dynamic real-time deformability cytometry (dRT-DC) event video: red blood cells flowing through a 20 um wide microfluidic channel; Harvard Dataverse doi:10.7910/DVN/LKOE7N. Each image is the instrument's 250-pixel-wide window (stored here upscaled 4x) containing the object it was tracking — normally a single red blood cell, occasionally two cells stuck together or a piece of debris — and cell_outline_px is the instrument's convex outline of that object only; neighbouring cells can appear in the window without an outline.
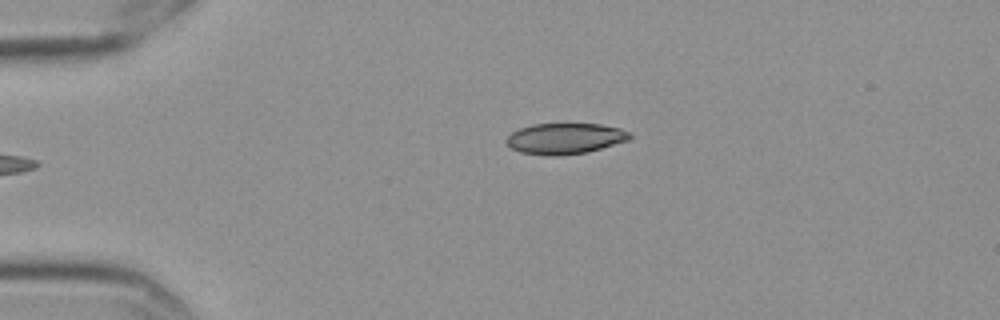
{"species": "Egyptian fruit bat (a non-hibernating species)", "species_latin": "Rousettus aegyptiacus", "temperature_condition": "cold", "stored_images_in_passage": 6, "camera_frame_rate_fps": 3000, "um_per_image_px": 0.085, "frame": {"image": 1, "passage_image": 6, "time_ms": 1.667, "image_size_px": [1000, 320], "cell_outline_px": [[632, 136], [628, 140], [588, 152], [556, 156], [548, 156], [520, 152], [512, 148], [504, 140], [512, 132], [520, 128], [532, 124], [600, 124], [620, 128], [632, 132]], "centroid_in_image_um": [48.04, 11.77], "position_along_channel_um": 37.0, "area_um2": 22.25}}